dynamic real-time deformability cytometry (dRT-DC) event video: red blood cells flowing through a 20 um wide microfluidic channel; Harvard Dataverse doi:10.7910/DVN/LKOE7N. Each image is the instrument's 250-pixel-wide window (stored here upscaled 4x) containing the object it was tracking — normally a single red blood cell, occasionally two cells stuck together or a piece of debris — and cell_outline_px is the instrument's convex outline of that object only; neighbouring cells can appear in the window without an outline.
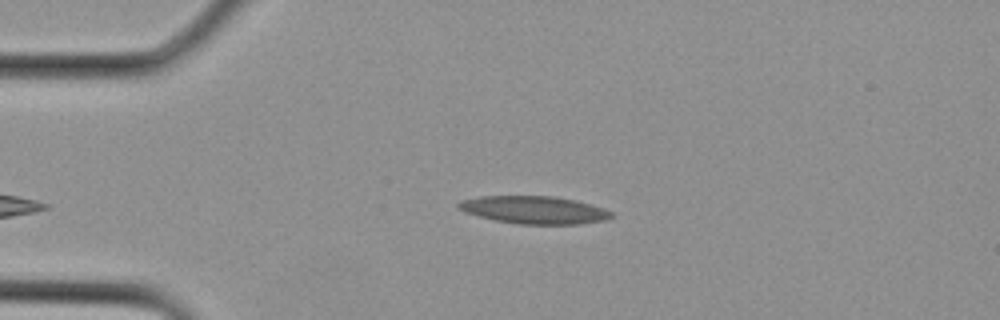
{"species": "Egyptian fruit bat (a non-hibernating species)", "species_latin": "Rousettus aegyptiacus", "temperature_condition": "cold", "stored_images_in_passage": 7, "camera_frame_rate_fps": 3000, "um_per_image_px": 0.085, "animal": {"sex": "female"}, "frame": {"image": 1, "passage_image": 1, "time_ms": 0.0, "image_size_px": [1000, 320], "cell_outline_px": [[612, 216], [604, 220], [580, 224], [516, 224], [496, 220], [464, 212], [456, 208], [456, 204], [460, 200], [480, 196], [552, 196], [576, 200], [592, 204], [604, 208], [612, 212]], "centroid_in_image_um": [45.38, 17.83], "position_along_channel_um": 39.6, "area_um2": 24.74}}
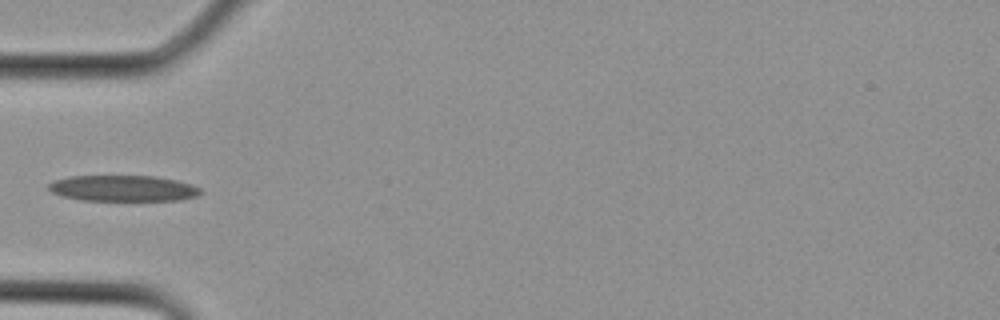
{"frame": {"image": 2, "passage_image": 4, "time_ms": 1.0, "image_size_px": [1000, 320], "cell_outline_px": [[200, 192], [196, 196], [180, 200], [80, 200], [60, 196], [52, 192], [48, 188], [48, 184], [52, 180], [72, 176], [156, 176], [176, 180], [192, 184], [200, 188]], "centroid_in_image_um": [10.42, 16.0], "position_along_channel_um": 74.6, "area_um2": 23.0}}
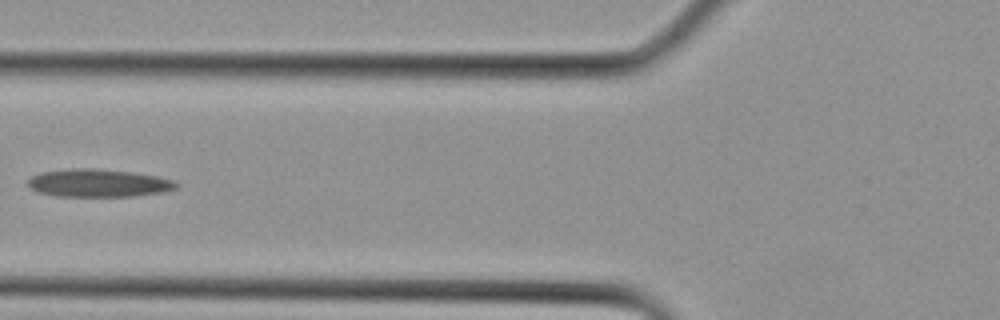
{"frame": {"image": 3, "passage_image": 6, "time_ms": 1.667, "image_size_px": [1000, 320], "cell_outline_px": [[176, 188], [164, 192], [132, 196], [56, 196], [36, 192], [28, 188], [28, 180], [32, 176], [40, 172], [80, 168], [88, 168], [132, 172], [156, 176], [172, 180], [176, 184]], "centroid_in_image_um": [8.31, 15.57], "position_along_channel_um": 117.5, "area_um2": 23.87}}